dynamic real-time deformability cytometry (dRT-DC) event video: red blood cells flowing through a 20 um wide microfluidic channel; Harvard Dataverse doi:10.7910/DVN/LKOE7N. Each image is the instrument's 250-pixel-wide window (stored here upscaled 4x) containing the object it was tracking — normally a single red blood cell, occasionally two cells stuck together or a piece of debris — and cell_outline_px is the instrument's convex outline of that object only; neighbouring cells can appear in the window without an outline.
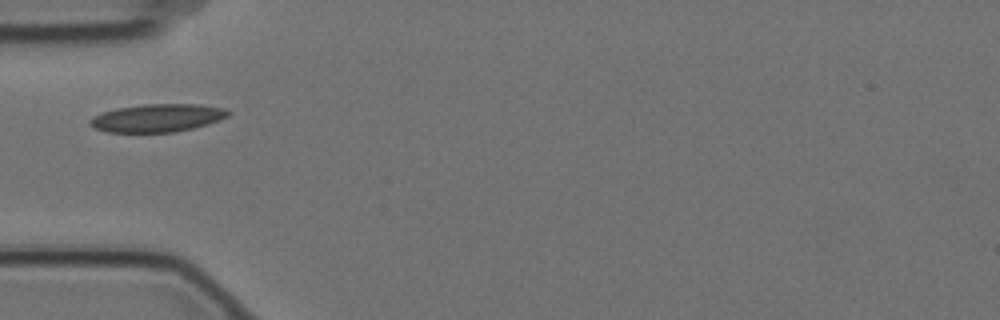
{"species": "Egyptian fruit bat (a non-hibernating species)", "species_latin": "Rousettus aegyptiacus", "temperature_condition": "cold", "stored_images_in_passage": 1, "camera_frame_rate_fps": 3000, "um_per_image_px": 0.085, "animal": {"sex": "female"}, "frame": {"image": 1, "passage_image": 1, "time_ms": 0.0, "image_size_px": [1000, 320], "cell_outline_px": [[232, 112], [228, 116], [220, 120], [208, 124], [176, 132], [108, 132], [96, 128], [88, 124], [88, 120], [92, 116], [116, 108], [144, 104], [196, 104], [224, 108]], "centroid_in_image_um": [13.38, 10.02], "position_along_channel_um": 71.6, "area_um2": 22.54}}